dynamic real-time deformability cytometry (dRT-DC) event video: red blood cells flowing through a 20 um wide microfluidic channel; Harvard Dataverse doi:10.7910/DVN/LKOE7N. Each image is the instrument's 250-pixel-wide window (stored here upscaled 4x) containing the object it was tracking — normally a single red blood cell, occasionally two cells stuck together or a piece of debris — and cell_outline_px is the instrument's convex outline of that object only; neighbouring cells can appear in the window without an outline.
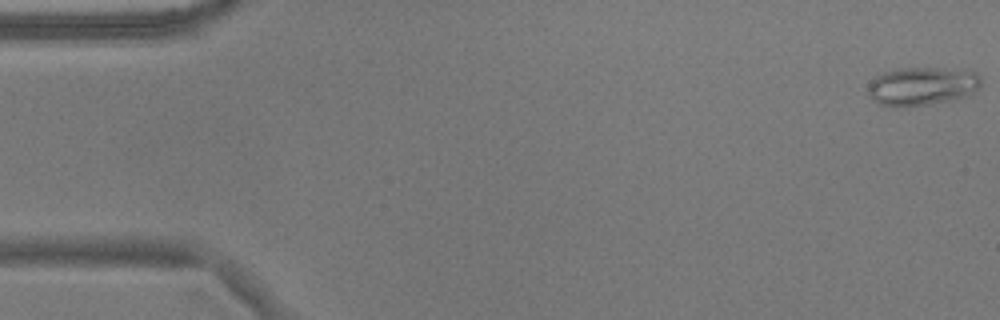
{"species": "common noctule bat (a hibernating species)", "species_latin": "Nyctalus noctula", "temperature_condition": "warm", "stored_images_in_passage": 55, "camera_frame_rate_fps": 3000, "um_per_image_px": 0.085, "animal": {"sex": "male", "body_mass_g": 17.9}, "frame": {"image": 1, "passage_image": 1, "time_ms": 0.0, "image_size_px": [1000, 320], "cell_outline_px": [[980, 84], [972, 92], [964, 96], [948, 100], [928, 104], [896, 108], [880, 104], [872, 100], [868, 96], [868, 84], [876, 76], [884, 72], [900, 68], [936, 68], [976, 72], [980, 76]], "centroid_in_image_um": [78.29, 7.33], "position_along_channel_um": 6.7, "area_um2": 25.03}}
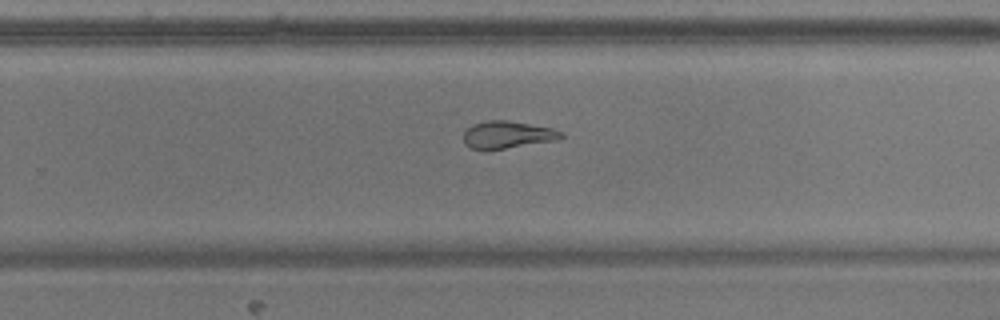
{"frame": {"image": 2, "passage_image": 35, "time_ms": 11.333, "image_size_px": [1000, 320], "cell_outline_px": [[564, 136], [560, 140], [504, 148], [472, 148], [464, 144], [464, 132], [472, 124], [484, 120], [508, 120], [552, 128], [564, 132]], "centroid_in_image_um": [43.18, 11.43], "position_along_channel_um": 286.6, "area_um2": 15.43}}
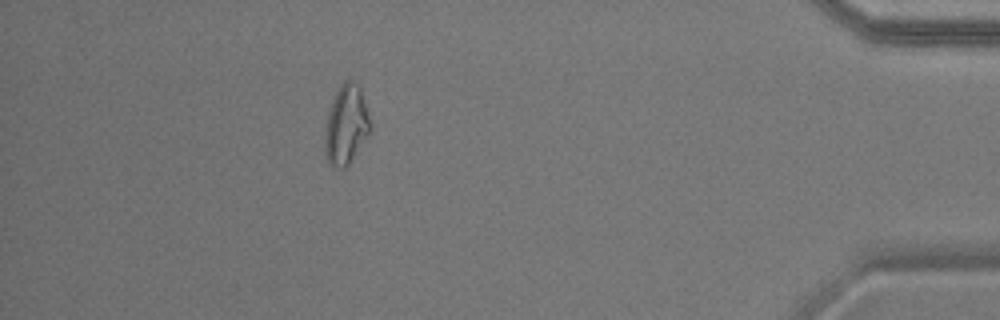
{"frame": {"image": 3, "passage_image": 49, "time_ms": 16.0, "image_size_px": [1000, 320], "cell_outline_px": [[368, 132], [348, 164], [344, 168], [336, 168], [328, 164], [324, 152], [324, 136], [328, 112], [332, 100], [340, 84], [344, 80], [352, 80], [360, 88], [368, 116]], "centroid_in_image_um": [29.34, 10.61], "position_along_channel_um": 405.9, "area_um2": 20.35}, "authors_computed_cell_mechanics": {"area_um2": 18.7272, "velocity_mm_per_s": 3.66, "shape_relaxation_time_tau1_ms": null, "shape_relaxation_time_tau2_ms": 2.8693, "deformation_change_tau1": null, "deformation_change_tau2": 0.092}}